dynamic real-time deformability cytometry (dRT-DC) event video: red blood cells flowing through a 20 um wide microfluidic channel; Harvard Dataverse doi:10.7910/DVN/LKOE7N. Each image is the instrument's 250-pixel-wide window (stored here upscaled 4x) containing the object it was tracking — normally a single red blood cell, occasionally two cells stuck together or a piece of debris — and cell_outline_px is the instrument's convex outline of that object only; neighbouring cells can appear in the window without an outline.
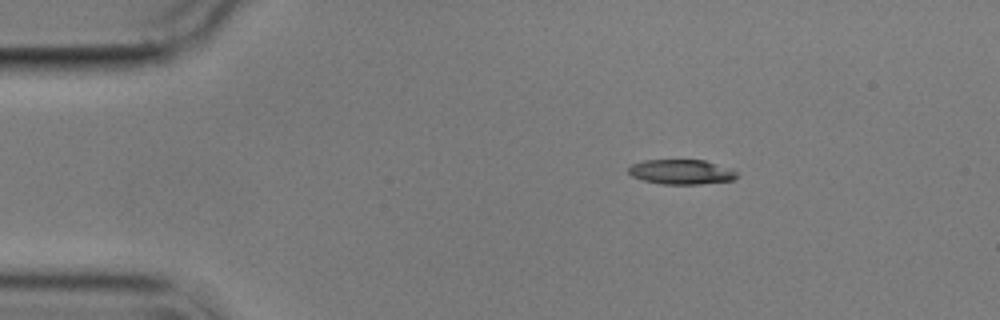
{"species": "common noctule bat (a hibernating species)", "species_latin": "Nyctalus noctula", "temperature_condition": "cold", "stored_images_in_passage": 5, "camera_frame_rate_fps": 3000, "um_per_image_px": 0.085, "animal": {"sex": "male", "body_mass_g": 17.9}, "frame": {"image": 1, "passage_image": 5, "time_ms": 5.667, "image_size_px": [1000, 320], "cell_outline_px": [[736, 176], [732, 180], [700, 184], [664, 184], [644, 180], [632, 176], [628, 172], [628, 168], [632, 164], [644, 160], [704, 160], [732, 168], [736, 172]], "centroid_in_image_um": [57.91, 14.6], "position_along_channel_um": 27.1, "area_um2": 15.55}}